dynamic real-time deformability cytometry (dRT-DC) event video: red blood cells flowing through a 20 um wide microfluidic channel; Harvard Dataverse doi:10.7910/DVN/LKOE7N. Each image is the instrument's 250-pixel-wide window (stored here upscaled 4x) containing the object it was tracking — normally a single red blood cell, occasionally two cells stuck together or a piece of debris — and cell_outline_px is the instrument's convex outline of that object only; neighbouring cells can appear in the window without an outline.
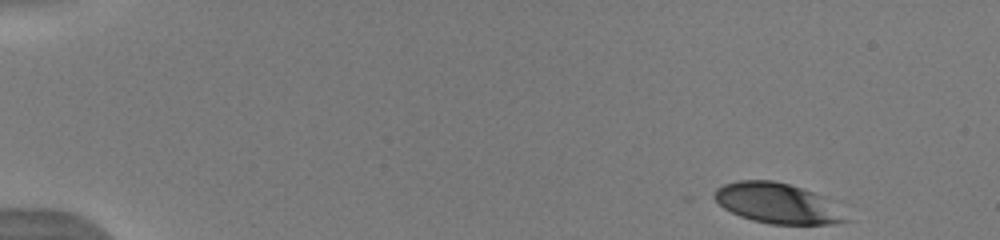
{"species": "human", "species_latin": "Homo sapiens", "temperature_condition": "warm", "stored_images_in_passage": 48, "camera_frame_rate_fps": 3000, "um_per_image_px": 0.085, "donor": {"sex": "male"}, "frame": {"image": 1, "passage_image": 1, "time_ms": 0.0, "image_size_px": [1000, 240], "cell_outline_px": [[856, 220], [832, 224], [768, 224], [752, 220], [740, 216], [724, 208], [712, 196], [716, 188], [724, 184], [736, 180], [772, 180], [788, 184], [824, 196]], "centroid_in_image_um": [66.14, 17.29], "position_along_channel_um": 18.9, "area_um2": 31.21}}
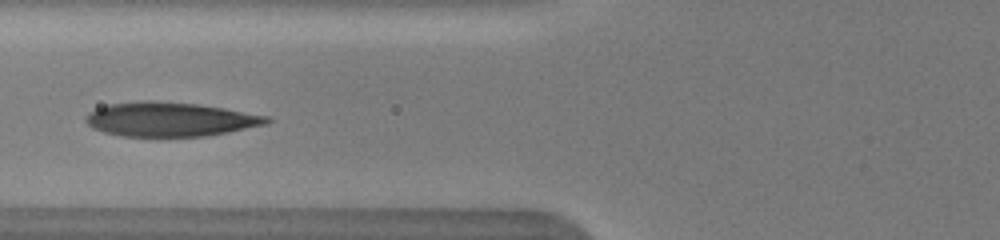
{"frame": {"image": 2, "passage_image": 18, "time_ms": 5.667, "image_size_px": [1000, 240], "cell_outline_px": [[272, 120], [268, 124], [208, 136], [124, 136], [104, 132], [92, 128], [84, 120], [88, 112], [96, 108], [108, 104], [144, 100], [148, 100], [200, 104], [224, 108], [268, 116]], "centroid_in_image_um": [14.45, 10.13], "position_along_channel_um": 111.4, "area_um2": 36.18}}
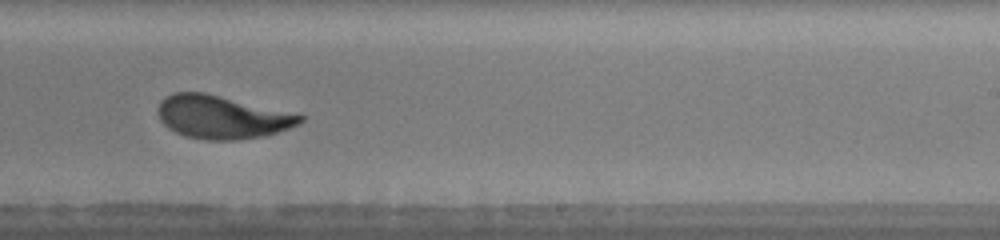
{"frame": {"image": 3, "passage_image": 30, "time_ms": 9.667, "image_size_px": [1000, 240], "cell_outline_px": [[304, 120], [300, 124], [264, 136], [236, 140], [204, 140], [184, 136], [168, 128], [160, 120], [156, 112], [156, 108], [160, 100], [164, 96], [172, 92], [204, 92], [304, 116]], "centroid_in_image_um": [18.77, 9.95], "position_along_channel_um": 270.2, "area_um2": 35.66}, "authors_computed_cell_mechanics": {"area_um2": 35.4603, "velocity_mm_per_s": 3.9743, "shape_relaxation_time_tau1_ms": 3.0087, "shape_relaxation_time_tau2_ms": 0.8331, "deformation_change_tau1": 0.1969, "deformation_change_tau2": 0.0656}}